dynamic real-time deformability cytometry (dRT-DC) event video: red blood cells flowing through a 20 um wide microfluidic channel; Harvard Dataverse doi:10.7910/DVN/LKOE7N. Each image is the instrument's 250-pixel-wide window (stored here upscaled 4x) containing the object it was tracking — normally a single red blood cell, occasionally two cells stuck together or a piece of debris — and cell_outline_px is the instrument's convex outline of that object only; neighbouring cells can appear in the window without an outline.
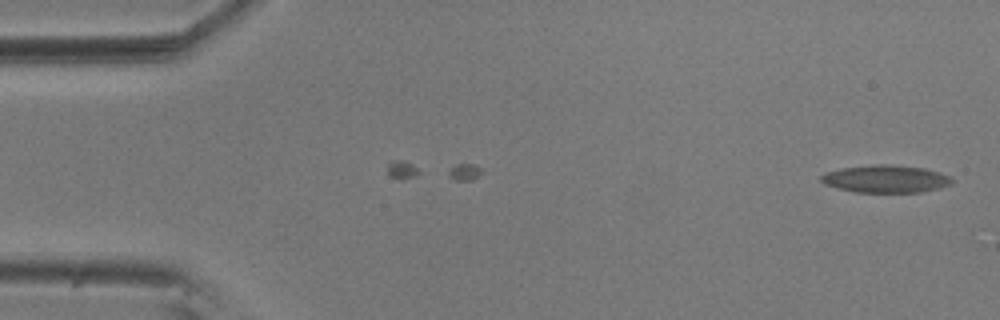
{"species": "common noctule bat (a hibernating species)", "species_latin": "Nyctalus noctula", "temperature_condition": "room temperature", "stored_images_in_passage": 6, "camera_frame_rate_fps": 3000, "um_per_image_px": 0.085, "animal": {"sex": "male", "body_mass_g": 20.5, "forearm_length_mm": 52.5}, "frame": {"image": 1, "passage_image": 1, "time_ms": 0.0, "image_size_px": [1000, 320], "cell_outline_px": [[956, 180], [952, 184], [940, 188], [920, 192], [856, 192], [836, 188], [824, 184], [820, 180], [820, 176], [824, 172], [844, 168], [872, 164], [880, 164], [924, 168], [940, 172], [952, 176]], "centroid_in_image_um": [75.31, 15.21], "position_along_channel_um": 9.7, "area_um2": 21.15}}